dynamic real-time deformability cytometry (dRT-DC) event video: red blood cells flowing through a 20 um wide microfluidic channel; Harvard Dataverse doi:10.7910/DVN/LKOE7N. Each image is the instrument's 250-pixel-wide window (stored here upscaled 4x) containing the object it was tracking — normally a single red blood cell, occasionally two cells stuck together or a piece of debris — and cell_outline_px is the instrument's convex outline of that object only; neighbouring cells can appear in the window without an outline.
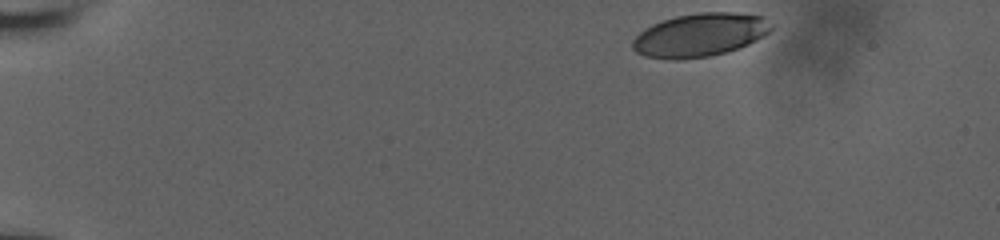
{"species": "human", "species_latin": "Homo sapiens", "temperature_condition": "room temperature", "stored_images_in_passage": 41, "camera_frame_rate_fps": 3000, "um_per_image_px": 0.085, "donor": {"sex": "male"}, "frame": {"image": 1, "passage_image": 1, "time_ms": 0.0, "image_size_px": [1000, 240], "cell_outline_px": [[776, 24], [764, 36], [740, 48], [728, 52], [708, 56], [676, 60], [672, 60], [644, 56], [636, 52], [632, 48], [632, 40], [644, 28], [652, 24], [676, 16], [700, 12], [736, 12], [764, 16]], "centroid_in_image_um": [59.53, 2.96], "position_along_channel_um": 25.5, "area_um2": 35.43}}
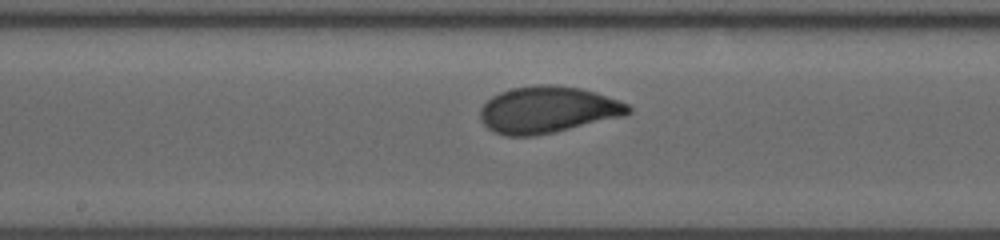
{"frame": {"image": 2, "passage_image": 24, "time_ms": 7.667, "image_size_px": [1000, 240], "cell_outline_px": [[632, 112], [624, 116], [556, 132], [532, 136], [504, 136], [492, 132], [480, 120], [480, 108], [492, 96], [500, 92], [512, 88], [536, 84], [556, 84], [580, 88], [596, 92], [628, 104], [632, 108]], "centroid_in_image_um": [46.54, 9.33], "position_along_channel_um": 201.7, "area_um2": 40.63}}
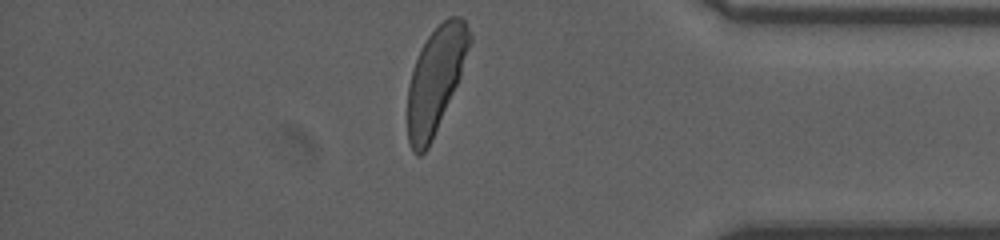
{"frame": {"image": 3, "passage_image": 41, "time_ms": 13.333, "image_size_px": [1000, 240], "cell_outline_px": [[472, 40], [460, 76], [432, 140], [428, 148], [420, 156], [416, 156], [412, 152], [408, 140], [408, 84], [412, 68], [420, 48], [428, 36], [448, 16], [460, 16], [464, 20], [472, 36]], "centroid_in_image_um": [37.01, 6.78], "position_along_channel_um": 398.2, "area_um2": 37.74}, "authors_computed_cell_mechanics": {"area_um2": 38.6682, "velocity_mm_per_s": 3.8408, "shape_relaxation_time_tau1_ms": 3.1534, "shape_relaxation_time_tau2_ms": null, "deformation_change_tau1": 0.1552, "deformation_change_tau2": null}}